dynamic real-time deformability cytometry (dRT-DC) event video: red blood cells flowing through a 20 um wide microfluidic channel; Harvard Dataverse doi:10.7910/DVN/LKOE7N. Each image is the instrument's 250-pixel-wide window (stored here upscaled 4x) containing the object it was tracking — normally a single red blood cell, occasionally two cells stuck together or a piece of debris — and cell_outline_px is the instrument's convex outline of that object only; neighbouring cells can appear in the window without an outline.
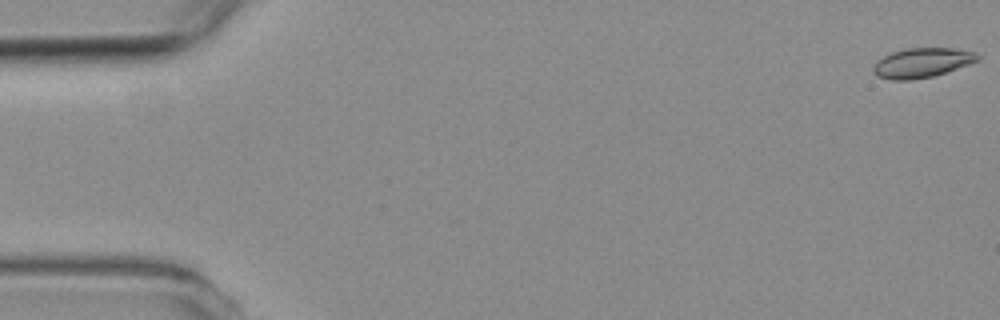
{"species": "common noctule bat (a hibernating species)", "species_latin": "Nyctalus noctula", "temperature_condition": "room temperature", "stored_images_in_passage": 31, "camera_frame_rate_fps": 3000, "um_per_image_px": 0.085, "animal": {"sex": "female", "body_mass_g": 19.3, "forearm_length_mm": 54.1}, "frame": {"image": 1, "passage_image": 1, "time_ms": 0.0, "image_size_px": [1000, 320], "cell_outline_px": [[980, 60], [932, 76], [912, 80], [892, 80], [876, 76], [872, 72], [872, 68], [876, 60], [892, 52], [908, 48], [952, 48], [976, 52], [980, 56]], "centroid_in_image_um": [78.33, 5.33], "position_along_channel_um": 6.7, "area_um2": 17.98}}
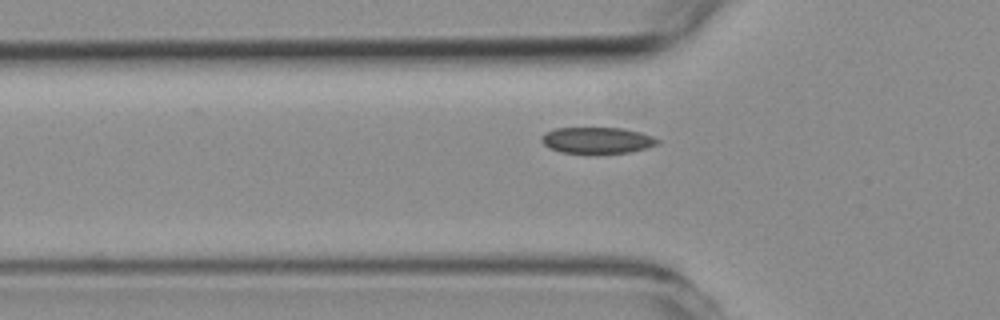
{"frame": {"image": 2, "passage_image": 18, "time_ms": 5.667, "image_size_px": [1000, 320], "cell_outline_px": [[660, 144], [628, 152], [592, 156], [560, 152], [548, 148], [540, 140], [540, 136], [544, 132], [556, 128], [620, 128], [640, 132], [652, 136], [660, 140]], "centroid_in_image_um": [50.7, 11.97], "position_along_channel_um": 75.1, "area_um2": 18.5}}
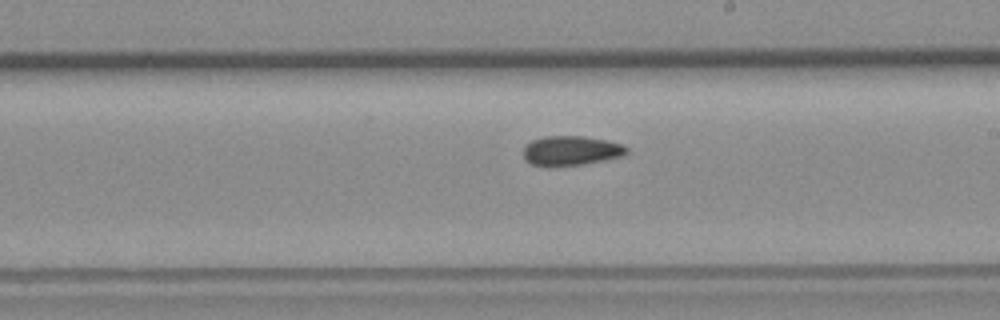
{"frame": {"image": 3, "passage_image": 31, "time_ms": 10.0, "image_size_px": [1000, 320], "cell_outline_px": [[628, 152], [624, 156], [580, 164], [532, 164], [524, 160], [524, 144], [532, 140], [544, 136], [584, 136], [608, 140], [620, 144], [628, 148]], "centroid_in_image_um": [48.55, 12.76], "position_along_channel_um": 240.4, "area_um2": 17.4}}